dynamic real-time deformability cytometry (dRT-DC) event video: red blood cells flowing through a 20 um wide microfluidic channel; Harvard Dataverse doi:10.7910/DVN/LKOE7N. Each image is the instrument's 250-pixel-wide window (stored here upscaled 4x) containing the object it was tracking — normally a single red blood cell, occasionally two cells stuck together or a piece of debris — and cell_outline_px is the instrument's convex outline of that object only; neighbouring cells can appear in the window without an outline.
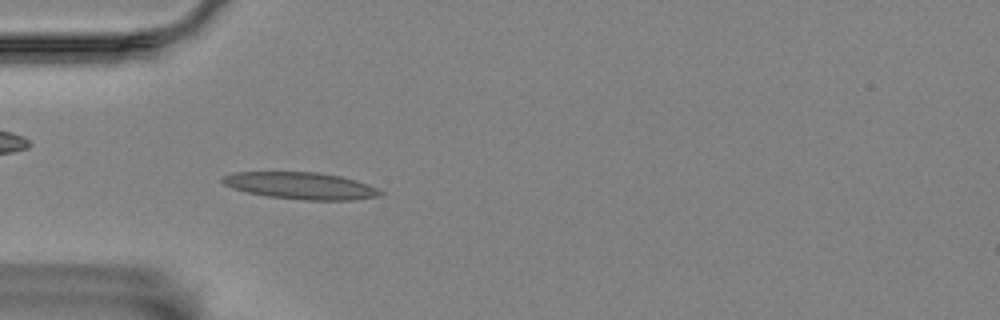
{"species": "Egyptian fruit bat (a non-hibernating species)", "species_latin": "Rousettus aegyptiacus", "temperature_condition": "room temperature", "stored_images_in_passage": 5, "camera_frame_rate_fps": 3000, "um_per_image_px": 0.085, "animal": {"sex": "female"}, "frame": {"image": 1, "passage_image": 5, "time_ms": 4.667, "image_size_px": [1000, 320], "cell_outline_px": [[384, 196], [352, 200], [304, 200], [268, 196], [248, 192], [232, 188], [224, 184], [220, 180], [220, 176], [232, 172], [316, 172], [340, 176], [356, 180], [368, 184], [384, 192]], "centroid_in_image_um": [25.57, 15.78], "position_along_channel_um": 59.4, "area_um2": 24.91}}